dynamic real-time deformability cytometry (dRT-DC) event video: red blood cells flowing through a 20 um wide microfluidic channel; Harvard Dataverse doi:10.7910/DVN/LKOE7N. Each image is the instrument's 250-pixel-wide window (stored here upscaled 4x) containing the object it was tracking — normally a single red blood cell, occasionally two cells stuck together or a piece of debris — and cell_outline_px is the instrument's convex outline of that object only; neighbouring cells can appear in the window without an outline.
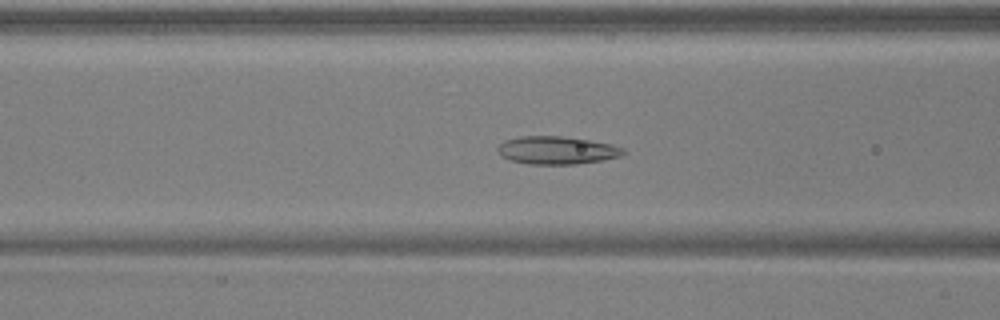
{"species": "common noctule bat (a hibernating species)", "species_latin": "Nyctalus noctula", "temperature_condition": "warm", "stored_images_in_passage": 54, "segment_of_instrument_passage": [1, 2], "camera_frame_rate_fps": 3000, "um_per_image_px": 0.085, "animal": {"sex": "male", "body_mass_g": 17.9, "forearm_length_mm": 54.2}, "frame": {"image": 1, "passage_image": 22, "time_ms": 7.0, "image_size_px": [1000, 320], "cell_outline_px": [[624, 152], [620, 156], [604, 160], [576, 164], [528, 164], [508, 160], [500, 156], [496, 148], [504, 140], [520, 136], [560, 136], [588, 140], [612, 144], [624, 148]], "centroid_in_image_um": [47.29, 12.78], "position_along_channel_um": 119.3, "area_um2": 20.52}}
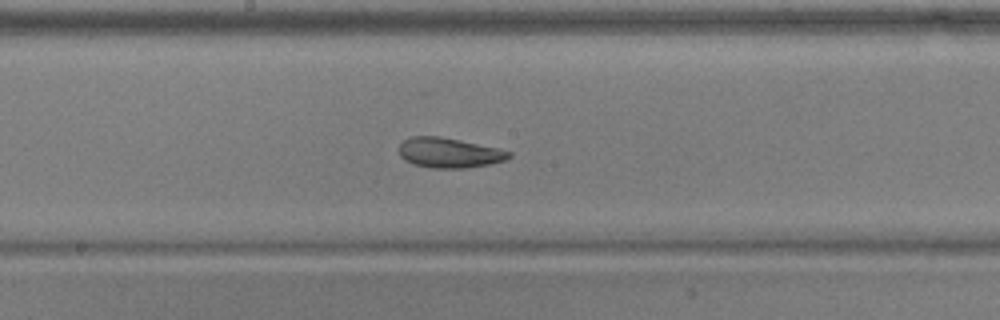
{"frame": {"image": 2, "passage_image": 29, "time_ms": 9.333, "image_size_px": [1000, 320], "cell_outline_px": [[512, 156], [504, 160], [488, 164], [464, 168], [432, 168], [412, 164], [404, 160], [400, 156], [400, 144], [404, 140], [412, 136], [440, 136], [500, 148], [512, 152]], "centroid_in_image_um": [38.18, 12.98], "position_along_channel_um": 210.0, "area_um2": 19.25}}
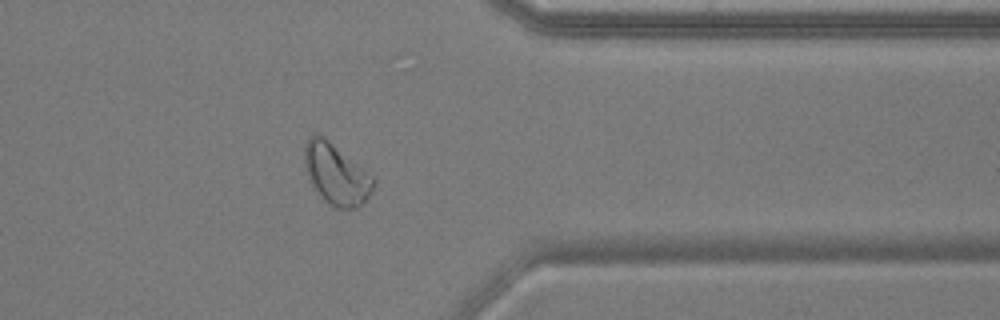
{"frame": {"image": 3, "passage_image": 43, "time_ms": 14.0, "image_size_px": [1000, 320], "cell_outline_px": [[376, 180], [368, 196], [356, 208], [336, 208], [324, 200], [312, 188], [308, 180], [304, 164], [304, 148], [308, 140], [316, 132], [324, 136], [368, 172]], "centroid_in_image_um": [28.53, 14.79], "position_along_channel_um": 382.9, "area_um2": 24.33}}